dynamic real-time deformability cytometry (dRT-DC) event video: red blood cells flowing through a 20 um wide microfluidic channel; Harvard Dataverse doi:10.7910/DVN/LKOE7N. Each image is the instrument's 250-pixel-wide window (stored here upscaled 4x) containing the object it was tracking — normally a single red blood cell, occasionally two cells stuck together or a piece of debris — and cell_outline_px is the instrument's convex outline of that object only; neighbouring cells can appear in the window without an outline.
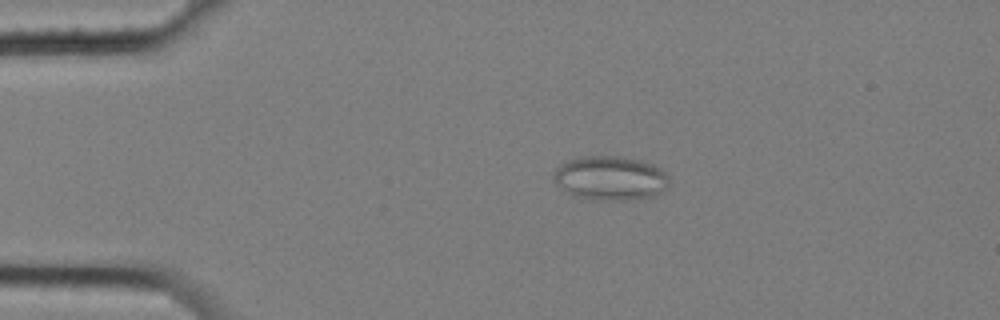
{"species": "common noctule bat (a hibernating species)", "species_latin": "Nyctalus noctula", "temperature_condition": "cold", "stored_images_in_passage": 9, "camera_frame_rate_fps": 3000, "um_per_image_px": 0.085, "animal": {"sex": "female", "body_mass_g": 25.1}, "frame": {"image": 1, "passage_image": 3, "time_ms": 0.667, "image_size_px": [1000, 320], "cell_outline_px": [[668, 188], [652, 196], [624, 200], [592, 200], [572, 196], [556, 184], [552, 176], [552, 172], [560, 164], [568, 160], [592, 156], [620, 156], [640, 160], [652, 164], [660, 168], [668, 176]], "centroid_in_image_um": [51.85, 15.15], "position_along_channel_um": 33.2, "area_um2": 29.82}}
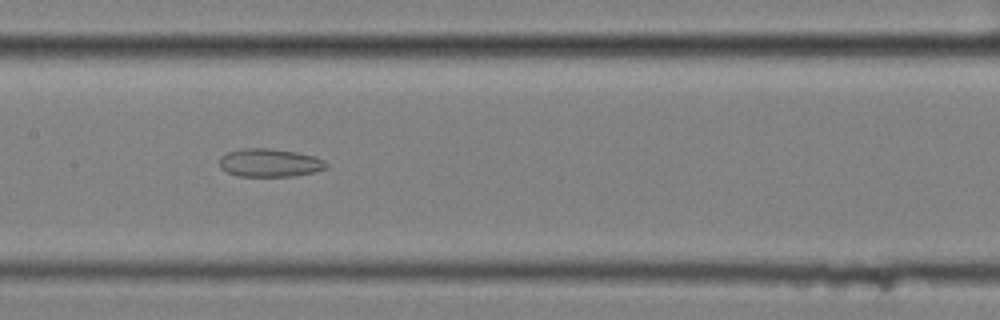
{"frame": {"image": 2, "passage_image": 8, "time_ms": 2.333, "image_size_px": [1000, 320], "cell_outline_px": [[328, 168], [312, 172], [292, 176], [236, 176], [220, 168], [220, 156], [228, 152], [240, 148], [268, 148], [296, 152], [316, 156], [324, 160], [328, 164]], "centroid_in_image_um": [22.92, 13.83], "position_along_channel_um": 184.5, "area_um2": 17.63}}
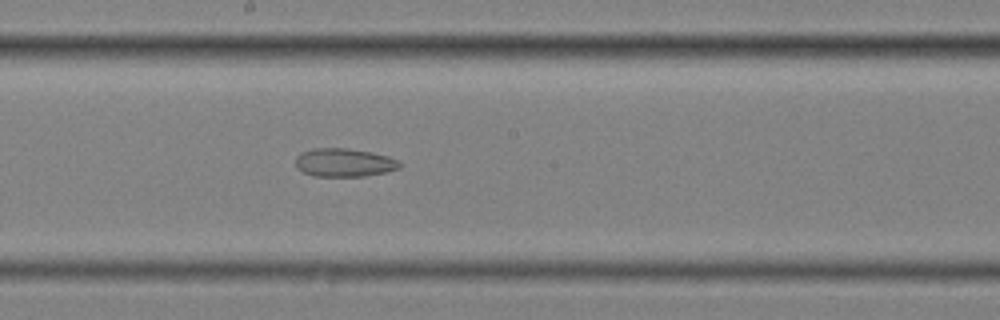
{"frame": {"image": 3, "passage_image": 9, "time_ms": 2.667, "image_size_px": [1000, 320], "cell_outline_px": [[400, 168], [384, 172], [364, 176], [312, 176], [296, 168], [296, 156], [300, 152], [312, 148], [348, 148], [372, 152], [388, 156], [396, 160], [400, 164]], "centroid_in_image_um": [29.21, 13.81], "position_along_channel_um": 219.0, "area_um2": 17.22}}